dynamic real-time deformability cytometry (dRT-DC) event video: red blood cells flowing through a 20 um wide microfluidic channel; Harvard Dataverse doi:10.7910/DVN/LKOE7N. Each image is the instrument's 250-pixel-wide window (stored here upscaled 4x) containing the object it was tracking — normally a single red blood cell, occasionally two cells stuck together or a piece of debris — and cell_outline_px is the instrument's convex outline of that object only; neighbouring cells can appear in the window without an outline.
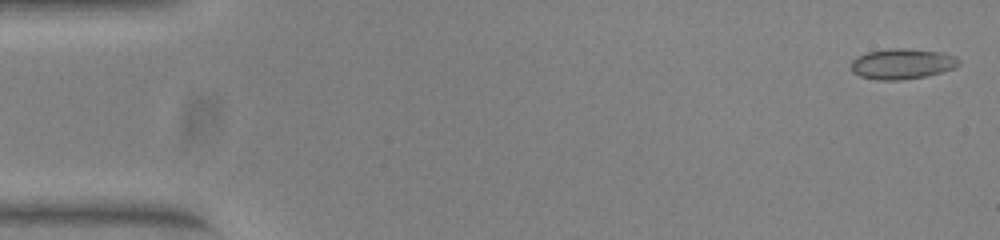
{"species": "common noctule bat (a hibernating species)", "species_latin": "Nyctalus noctula", "temperature_condition": "warm", "stored_images_in_passage": 38, "camera_frame_rate_fps": 3000, "um_per_image_px": 0.085, "animal": {"sex": "female", "body_mass_g": 23.0, "forearm_length_mm": 53.4}, "frame": {"image": 1, "passage_image": 2, "time_ms": 0.333, "image_size_px": [1000, 240], "cell_outline_px": [[960, 64], [956, 68], [928, 76], [900, 80], [876, 80], [860, 76], [852, 72], [848, 64], [856, 56], [868, 52], [888, 48], [908, 48], [944, 52], [956, 56], [960, 60]], "centroid_in_image_um": [76.68, 5.42], "position_along_channel_um": 8.3, "area_um2": 19.71}}
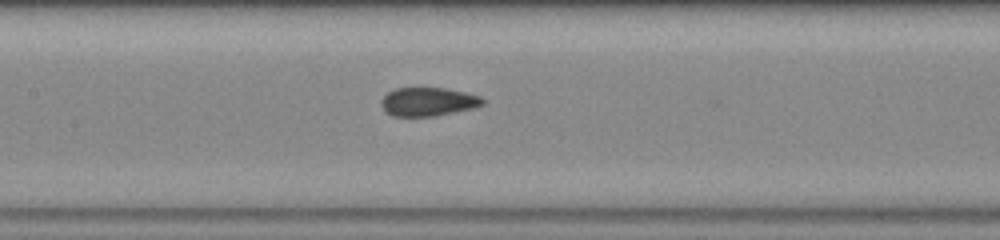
{"frame": {"image": 2, "passage_image": 25, "time_ms": 8.0, "image_size_px": [1000, 240], "cell_outline_px": [[484, 104], [472, 108], [436, 116], [392, 116], [380, 104], [380, 100], [388, 92], [396, 88], [444, 88], [464, 92], [480, 96], [484, 100]], "centroid_in_image_um": [36.38, 8.64], "position_along_channel_um": 171.0, "area_um2": 16.76}}
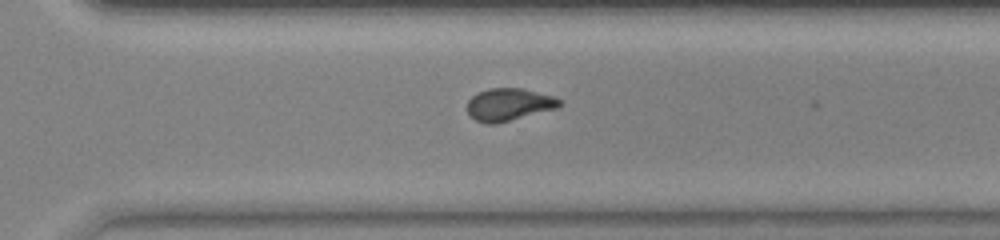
{"frame": {"image": 3, "passage_image": 37, "time_ms": 12.0, "image_size_px": [1000, 240], "cell_outline_px": [[564, 104], [560, 108], [496, 124], [488, 124], [476, 120], [468, 112], [468, 100], [472, 96], [488, 88], [520, 88], [552, 96], [564, 100]], "centroid_in_image_um": [43.33, 8.89], "position_along_channel_um": 327.3, "area_um2": 17.57}}